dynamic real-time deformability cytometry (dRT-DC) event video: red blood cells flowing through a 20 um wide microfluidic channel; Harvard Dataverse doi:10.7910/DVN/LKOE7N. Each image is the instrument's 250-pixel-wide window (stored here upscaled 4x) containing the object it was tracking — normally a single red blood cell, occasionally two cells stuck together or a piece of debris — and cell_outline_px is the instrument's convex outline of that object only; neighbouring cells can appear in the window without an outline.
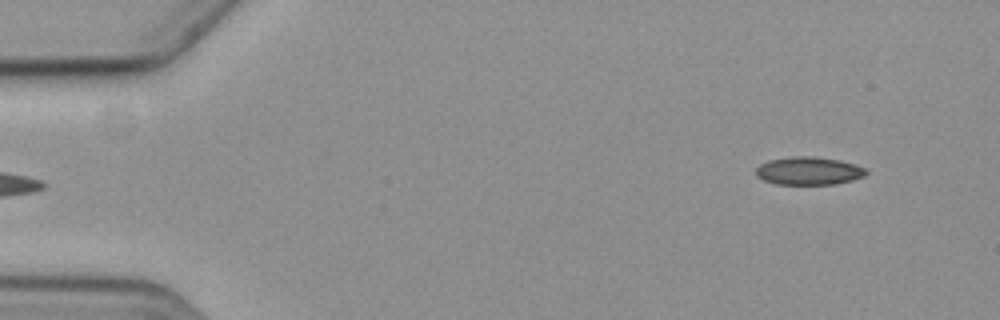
{"species": "common noctule bat (a hibernating species)", "species_latin": "Nyctalus noctula", "temperature_condition": "cold", "stored_images_in_passage": 6, "segment_of_instrument_passage": [2, 2], "camera_frame_rate_fps": 3000, "um_per_image_px": 0.085, "animal": {"sex": "female", "body_mass_g": 19.3, "forearm_length_mm": 54.1}, "frame": {"image": 1, "passage_image": 6, "time_ms": 6.0, "image_size_px": [1000, 320], "cell_outline_px": [[868, 172], [864, 176], [852, 180], [832, 184], [776, 184], [764, 180], [756, 176], [756, 168], [760, 164], [768, 160], [792, 156], [812, 156], [840, 160], [864, 168]], "centroid_in_image_um": [68.7, 14.52], "position_along_channel_um": 16.3, "area_um2": 17.86}}